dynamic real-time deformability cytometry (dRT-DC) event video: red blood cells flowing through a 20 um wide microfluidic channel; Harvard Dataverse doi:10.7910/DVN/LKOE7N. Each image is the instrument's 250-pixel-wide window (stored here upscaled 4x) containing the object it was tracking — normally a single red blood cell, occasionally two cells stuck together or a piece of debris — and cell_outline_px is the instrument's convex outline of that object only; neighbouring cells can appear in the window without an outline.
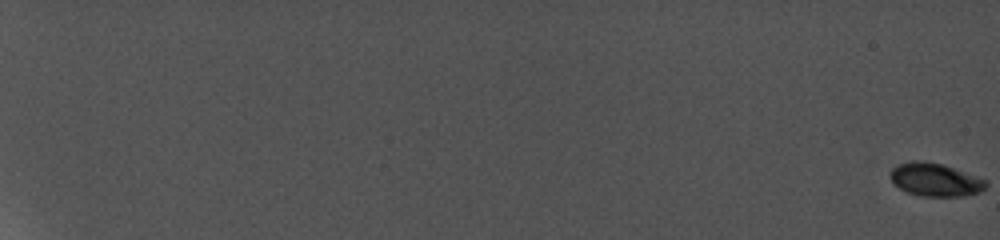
{"species": "common noctule bat (a hibernating species)", "species_latin": "Nyctalus noctula", "temperature_condition": "cold", "stored_images_in_passage": 15, "camera_frame_rate_fps": 5000, "um_per_image_px": 0.085, "animal": {"sex": "female", "body_mass_g": 19.0, "forearm_length_mm": 56.7}, "frame": {"image": 1, "passage_image": 1, "time_ms": 0.0, "image_size_px": [1000, 240], "cell_outline_px": [[984, 188], [976, 192], [956, 196], [928, 196], [908, 192], [900, 188], [892, 180], [892, 168], [900, 164], [940, 164], [984, 180]], "centroid_in_image_um": [79.47, 15.32], "position_along_channel_um": 5.5, "area_um2": 16.65}}
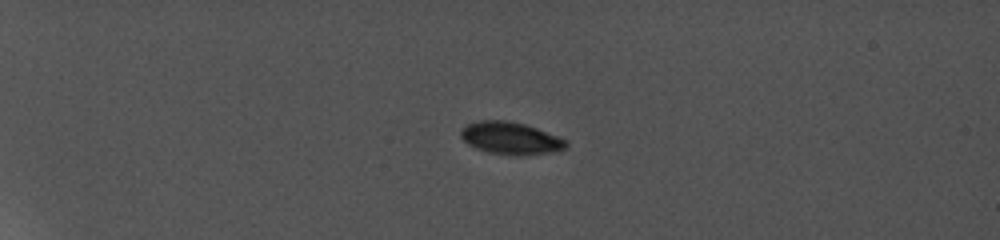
{"frame": {"image": 2, "passage_image": 7, "time_ms": 6.4, "image_size_px": [1000, 240], "cell_outline_px": [[564, 148], [544, 152], [492, 152], [480, 148], [464, 140], [460, 132], [468, 124], [480, 120], [504, 120], [524, 124], [536, 128], [556, 136], [564, 140]], "centroid_in_image_um": [43.33, 11.66], "position_along_channel_um": 41.7, "area_um2": 17.98}}
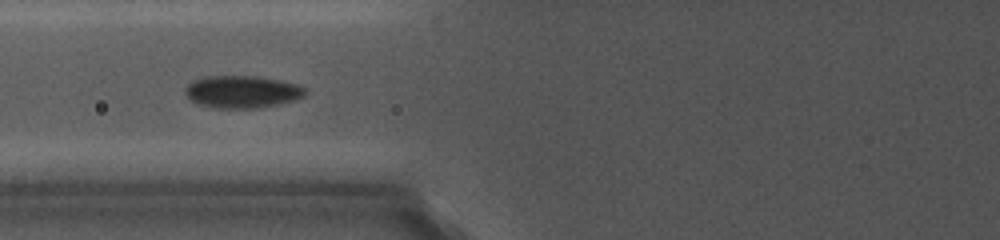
{"frame": {"image": 3, "passage_image": 12, "time_ms": 10.4, "image_size_px": [1000, 240], "cell_outline_px": [[304, 92], [300, 96], [292, 100], [276, 104], [256, 108], [216, 108], [200, 104], [192, 100], [188, 96], [188, 84], [196, 80], [212, 76], [252, 76], [280, 80], [296, 84], [304, 88]], "centroid_in_image_um": [20.58, 7.8], "position_along_channel_um": 105.2, "area_um2": 21.73}}